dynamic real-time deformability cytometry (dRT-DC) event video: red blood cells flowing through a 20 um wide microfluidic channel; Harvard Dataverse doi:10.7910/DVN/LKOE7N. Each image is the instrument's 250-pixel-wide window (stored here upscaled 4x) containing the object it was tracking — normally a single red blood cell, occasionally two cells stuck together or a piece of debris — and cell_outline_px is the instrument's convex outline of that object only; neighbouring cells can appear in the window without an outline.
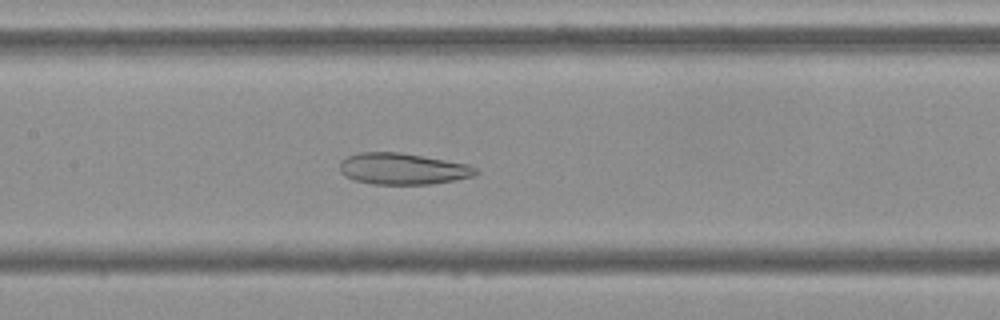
{"species": "Egyptian fruit bat (a non-hibernating species)", "species_latin": "Rousettus aegyptiacus", "temperature_condition": "cold", "stored_images_in_passage": 55, "camera_frame_rate_fps": 3000, "um_per_image_px": 0.085, "frame": {"image": 1, "passage_image": 26, "time_ms": 8.333, "image_size_px": [1000, 320], "cell_outline_px": [[480, 172], [472, 176], [456, 180], [432, 184], [372, 184], [352, 180], [344, 176], [340, 172], [340, 160], [348, 156], [360, 152], [400, 152], [468, 164], [476, 168]], "centroid_in_image_um": [34.2, 14.35], "position_along_channel_um": 173.2, "area_um2": 25.03}}
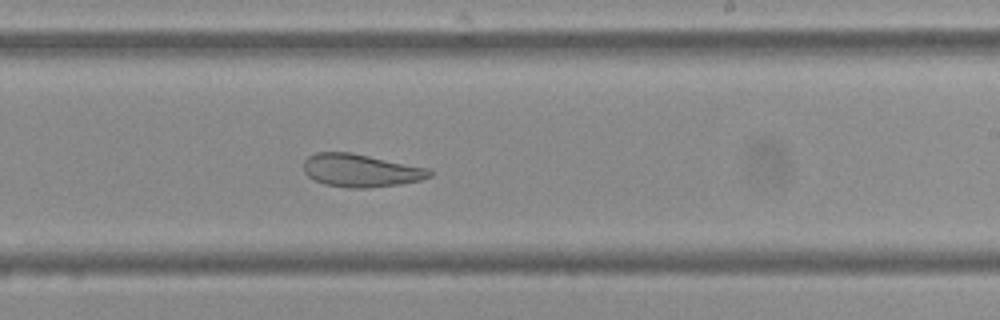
{"frame": {"image": 2, "passage_image": 33, "time_ms": 10.667, "image_size_px": [1000, 320], "cell_outline_px": [[432, 176], [420, 180], [400, 184], [368, 188], [352, 188], [324, 184], [308, 176], [304, 172], [304, 160], [308, 156], [316, 152], [352, 152], [428, 168], [432, 172]], "centroid_in_image_um": [30.66, 14.48], "position_along_channel_um": 258.3, "area_um2": 24.16}}
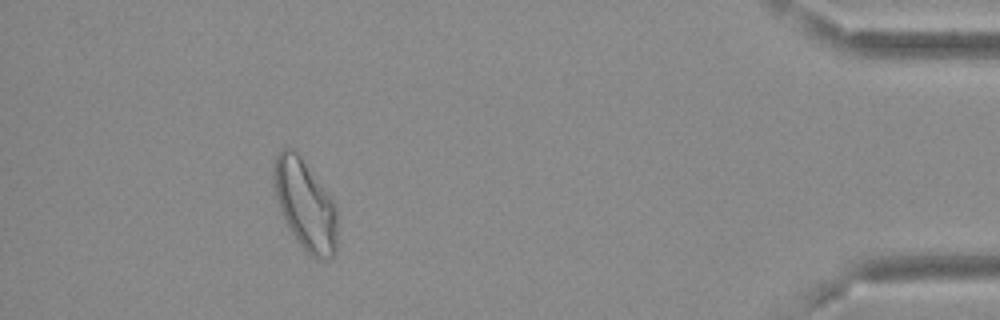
{"frame": {"image": 3, "passage_image": 50, "time_ms": 16.333, "image_size_px": [1000, 320], "cell_outline_px": [[336, 252], [328, 260], [316, 260], [300, 244], [288, 228], [280, 212], [272, 184], [272, 168], [276, 156], [284, 148], [292, 148], [300, 156], [332, 200], [336, 208]], "centroid_in_image_um": [25.9, 17.43], "position_along_channel_um": 409.3, "area_um2": 33.23}}